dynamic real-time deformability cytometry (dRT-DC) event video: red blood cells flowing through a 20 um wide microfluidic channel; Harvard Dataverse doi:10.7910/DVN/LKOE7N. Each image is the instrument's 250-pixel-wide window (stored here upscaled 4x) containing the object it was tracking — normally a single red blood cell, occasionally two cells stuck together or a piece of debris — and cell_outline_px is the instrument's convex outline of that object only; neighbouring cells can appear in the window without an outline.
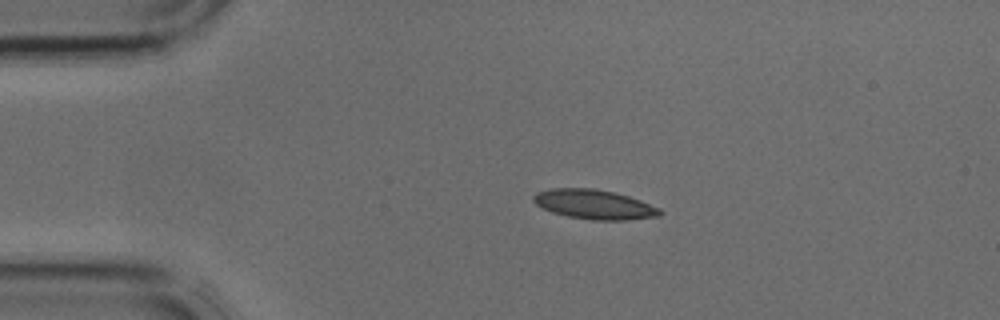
{"species": "common noctule bat (a hibernating species)", "species_latin": "Nyctalus noctula", "temperature_condition": "cold", "stored_images_in_passage": 4, "camera_frame_rate_fps": 3000, "um_per_image_px": 0.085, "animal": {"sex": "male", "body_mass_g": 17.9, "forearm_length_mm": 54.2}, "frame": {"image": 1, "passage_image": 2, "time_ms": 0.333, "image_size_px": [1000, 320], "cell_outline_px": [[664, 212], [660, 216], [628, 220], [592, 220], [568, 216], [552, 212], [536, 204], [532, 200], [532, 196], [536, 192], [552, 188], [596, 188], [628, 196], [640, 200], [660, 208]], "centroid_in_image_um": [50.52, 17.37], "position_along_channel_um": 34.5, "area_um2": 21.79}}